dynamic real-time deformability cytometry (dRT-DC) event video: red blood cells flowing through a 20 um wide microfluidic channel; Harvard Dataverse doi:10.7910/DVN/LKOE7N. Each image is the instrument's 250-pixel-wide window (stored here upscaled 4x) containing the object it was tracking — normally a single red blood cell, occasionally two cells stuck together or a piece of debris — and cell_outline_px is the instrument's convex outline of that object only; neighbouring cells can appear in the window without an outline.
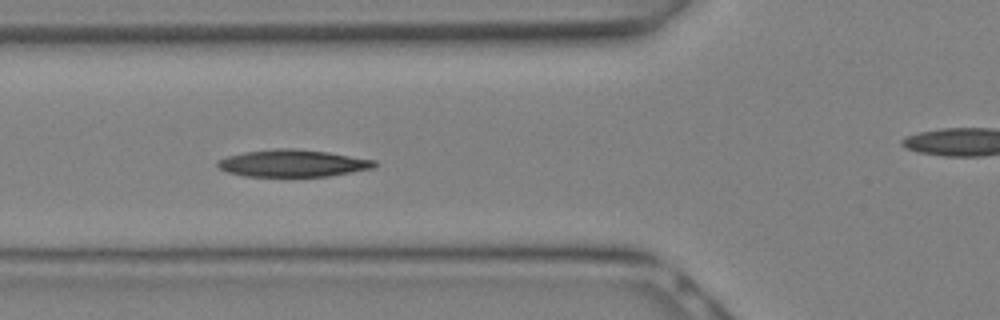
{"species": "Egyptian fruit bat (a non-hibernating species)", "species_latin": "Rousettus aegyptiacus", "temperature_condition": "warm", "stored_images_in_passage": 27, "camera_frame_rate_fps": 3000, "um_per_image_px": 0.085, "animal": {"sex": "female"}, "frame": {"image": 1, "passage_image": 9, "time_ms": 2.667, "image_size_px": [1000, 320], "cell_outline_px": [[376, 164], [372, 168], [328, 176], [244, 176], [228, 172], [220, 168], [216, 164], [216, 160], [228, 156], [244, 152], [276, 148], [296, 148], [328, 152], [376, 160]], "centroid_in_image_um": [24.85, 13.86], "position_along_channel_um": 100.9, "area_um2": 24.68}}
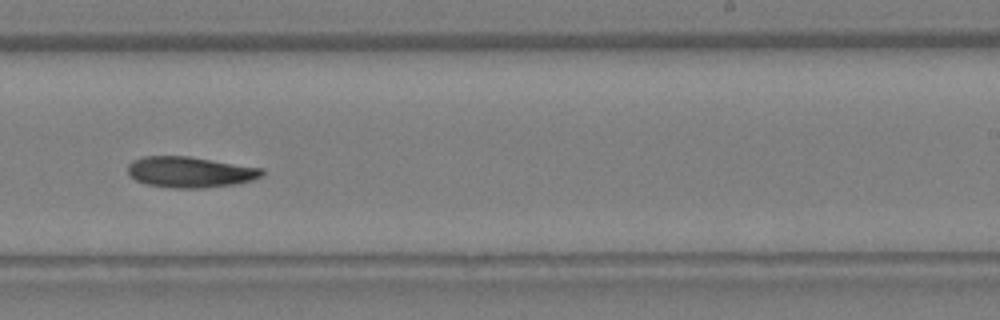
{"frame": {"image": 2, "passage_image": 16, "time_ms": 5.0, "image_size_px": [1000, 320], "cell_outline_px": [[264, 172], [260, 176], [252, 180], [232, 184], [204, 188], [172, 188], [148, 184], [136, 180], [128, 176], [128, 164], [132, 160], [144, 156], [188, 156], [264, 168]], "centroid_in_image_um": [16.12, 14.62], "position_along_channel_um": 272.9, "area_um2": 24.1}}
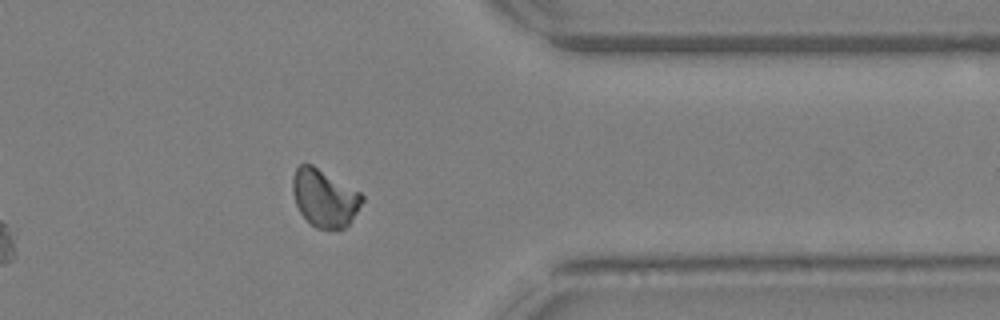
{"frame": {"image": 3, "passage_image": 21, "time_ms": 6.667, "image_size_px": [1000, 320], "cell_outline_px": [[364, 200], [348, 224], [344, 228], [316, 228], [300, 212], [296, 204], [292, 192], [292, 180], [296, 168], [300, 164], [312, 164], [360, 192], [364, 196]], "centroid_in_image_um": [27.57, 16.8], "position_along_channel_um": 383.8, "area_um2": 22.95}}